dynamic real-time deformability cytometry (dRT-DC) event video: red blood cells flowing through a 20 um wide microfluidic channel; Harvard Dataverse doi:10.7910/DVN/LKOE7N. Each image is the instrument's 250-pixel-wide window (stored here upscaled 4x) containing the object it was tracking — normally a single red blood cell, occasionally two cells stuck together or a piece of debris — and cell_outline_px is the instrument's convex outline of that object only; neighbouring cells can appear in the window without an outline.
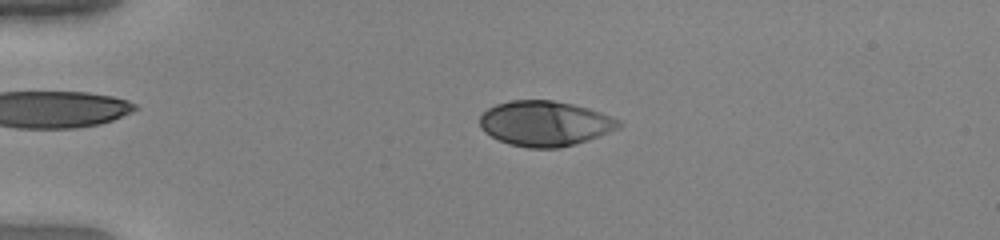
{"species": "human", "species_latin": "Homo sapiens", "temperature_condition": "warm", "stored_images_in_passage": 53, "camera_frame_rate_fps": 3000, "um_per_image_px": 0.085, "donor": {"sex": "female"}, "frame": {"image": 1, "passage_image": 13, "time_ms": 4.0, "image_size_px": [1000, 240], "cell_outline_px": [[624, 124], [620, 128], [588, 140], [560, 148], [528, 148], [508, 144], [484, 132], [480, 128], [480, 116], [488, 108], [496, 104], [512, 100], [552, 100], [572, 104], [588, 108], [600, 112], [620, 120]], "centroid_in_image_um": [46.33, 10.5], "position_along_channel_um": 38.7, "area_um2": 36.65}}
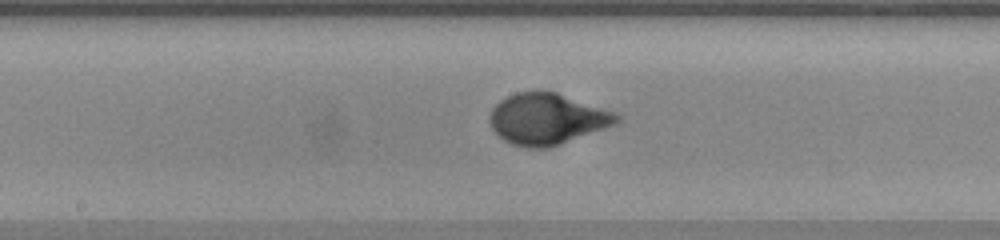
{"frame": {"image": 2, "passage_image": 29, "time_ms": 9.333, "image_size_px": [1000, 240], "cell_outline_px": [[620, 120], [616, 124], [560, 144], [548, 148], [528, 148], [512, 144], [504, 140], [492, 128], [488, 120], [488, 116], [492, 108], [500, 100], [516, 92], [540, 88], [556, 92], [616, 112], [620, 116]], "centroid_in_image_um": [46.48, 10.08], "position_along_channel_um": 201.7, "area_um2": 38.21}}
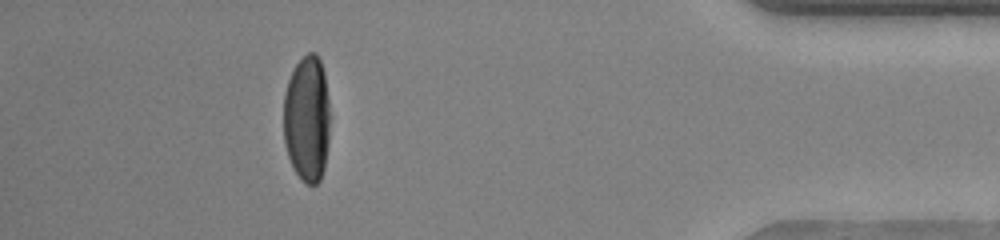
{"frame": {"image": 3, "passage_image": 48, "time_ms": 15.667, "image_size_px": [1000, 240], "cell_outline_px": [[328, 144], [324, 168], [320, 180], [316, 184], [304, 184], [300, 180], [288, 156], [284, 144], [284, 92], [288, 80], [296, 64], [308, 52], [316, 52], [320, 60], [324, 72], [328, 100]], "centroid_in_image_um": [26.08, 10.1], "position_along_channel_um": 409.1, "area_um2": 34.22}, "authors_computed_cell_mechanics": {"area_um2": 36.8764, "velocity_mm_per_s": 3.9509, "shape_relaxation_time_tau1_ms": 3.4301, "shape_relaxation_time_tau2_ms": null, "deformation_change_tau1": 0.2399, "deformation_change_tau2": null}}